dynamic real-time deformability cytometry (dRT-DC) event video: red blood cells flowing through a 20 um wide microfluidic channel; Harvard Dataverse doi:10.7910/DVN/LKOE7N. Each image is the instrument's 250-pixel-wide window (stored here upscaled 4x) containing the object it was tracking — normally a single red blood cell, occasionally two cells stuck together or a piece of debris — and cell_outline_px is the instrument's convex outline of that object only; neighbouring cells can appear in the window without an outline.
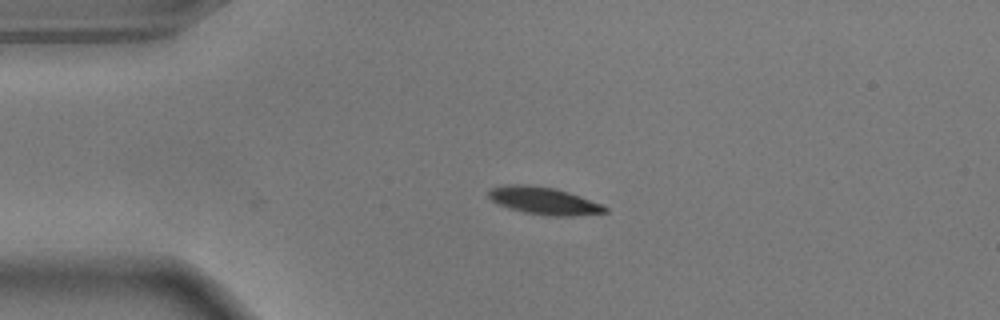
{"species": "common noctule bat (a hibernating species)", "species_latin": "Nyctalus noctula", "temperature_condition": "warm", "stored_images_in_passage": 2, "camera_frame_rate_fps": 3000, "um_per_image_px": 0.085, "animal": {"sex": "male", "body_mass_g": 17.9}, "frame": {"image": 1, "passage_image": 1, "time_ms": 0.0, "image_size_px": [1000, 320], "cell_outline_px": [[608, 212], [572, 216], [552, 216], [524, 212], [500, 204], [492, 200], [488, 196], [488, 192], [492, 188], [504, 184], [524, 184], [552, 188], [568, 192], [604, 204], [608, 208]], "centroid_in_image_um": [46.27, 17.06], "position_along_channel_um": 38.7, "area_um2": 18.38}}